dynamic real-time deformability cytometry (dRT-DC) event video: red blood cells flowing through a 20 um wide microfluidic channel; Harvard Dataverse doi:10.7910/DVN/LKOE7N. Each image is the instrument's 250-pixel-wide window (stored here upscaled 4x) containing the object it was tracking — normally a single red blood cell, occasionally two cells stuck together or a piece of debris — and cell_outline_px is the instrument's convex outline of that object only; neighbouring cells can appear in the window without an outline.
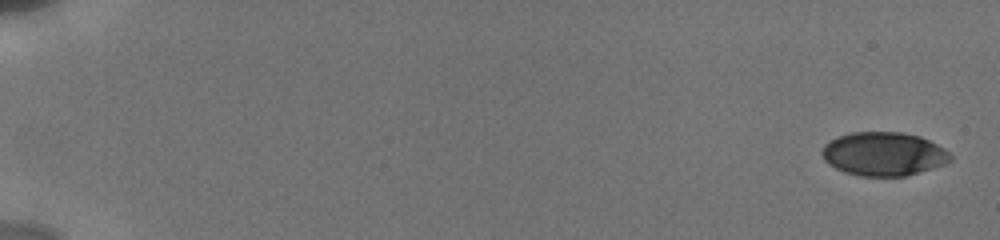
{"species": "human", "species_latin": "Homo sapiens", "temperature_condition": "cold", "stored_images_in_passage": 17, "camera_frame_rate_fps": 3000, "um_per_image_px": 0.085, "donor": {"sex": "male"}, "frame": {"image": 1, "passage_image": 1, "time_ms": 0.0, "image_size_px": [1000, 240], "cell_outline_px": [[952, 160], [944, 164], [932, 168], [904, 176], [860, 176], [844, 172], [828, 164], [824, 160], [820, 152], [824, 144], [828, 140], [852, 132], [900, 132], [920, 136], [944, 148], [952, 156]], "centroid_in_image_um": [75.08, 13.08], "position_along_channel_um": 9.9, "area_um2": 32.71}}
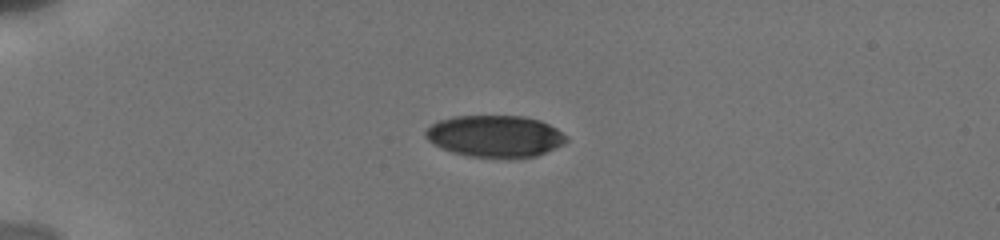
{"frame": {"image": 2, "passage_image": 13, "time_ms": 4.667, "image_size_px": [1000, 240], "cell_outline_px": [[568, 140], [564, 144], [536, 156], [512, 160], [468, 156], [452, 152], [440, 148], [432, 144], [424, 136], [424, 132], [432, 124], [440, 120], [452, 116], [524, 116], [540, 120], [556, 128], [568, 136]], "centroid_in_image_um": [42.09, 11.6], "position_along_channel_um": 42.9, "area_um2": 34.97}}